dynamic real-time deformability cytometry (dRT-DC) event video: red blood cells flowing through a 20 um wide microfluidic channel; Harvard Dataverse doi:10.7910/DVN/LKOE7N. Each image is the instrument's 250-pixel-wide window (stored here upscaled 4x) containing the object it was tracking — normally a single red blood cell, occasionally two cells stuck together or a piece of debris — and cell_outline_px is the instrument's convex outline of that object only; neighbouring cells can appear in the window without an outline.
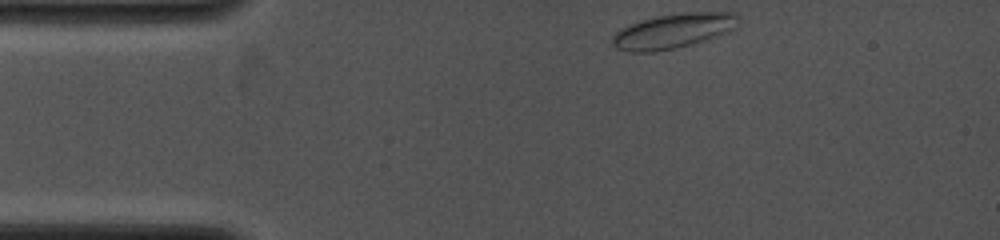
{"species": "common noctule bat (a hibernating species)", "species_latin": "Nyctalus noctula", "temperature_condition": "cold", "stored_images_in_passage": 29, "camera_frame_rate_fps": 4000, "um_per_image_px": 0.085, "animal": {"sex": "female", "body_mass_g": 19.0, "forearm_length_mm": 53.3}, "frame": {"image": 1, "passage_image": 1, "time_ms": 0.0, "image_size_px": [1000, 240], "cell_outline_px": [[740, 20], [736, 28], [732, 32], [676, 48], [652, 52], [628, 52], [616, 48], [612, 44], [612, 36], [620, 28], [656, 16], [684, 12], [736, 12], [740, 16]], "centroid_in_image_um": [57.29, 2.62], "position_along_channel_um": 27.7, "area_um2": 25.78}}
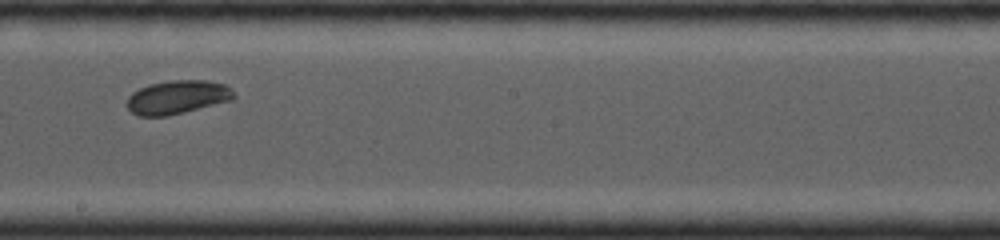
{"frame": {"image": 2, "passage_image": 16, "time_ms": 6.0, "image_size_px": [1000, 240], "cell_outline_px": [[236, 96], [232, 100], [168, 116], [136, 116], [124, 104], [128, 96], [132, 92], [148, 84], [168, 80], [208, 80], [224, 84], [232, 88]], "centroid_in_image_um": [15.05, 8.25], "position_along_channel_um": 233.1, "area_um2": 21.27}}
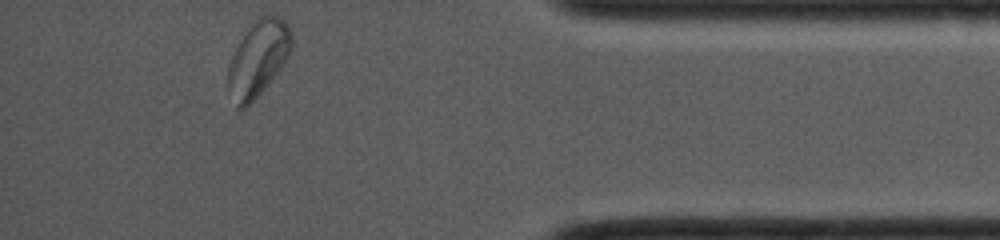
{"frame": {"image": 3, "passage_image": 29, "time_ms": 10.75, "image_size_px": [1000, 240], "cell_outline_px": [[292, 44], [288, 56], [280, 68], [260, 92], [244, 108], [236, 108], [228, 88], [228, 68], [232, 56], [240, 40], [252, 24], [260, 16], [280, 16], [288, 24], [292, 32]], "centroid_in_image_um": [21.95, 4.94], "position_along_channel_um": 413.3, "area_um2": 27.28}}